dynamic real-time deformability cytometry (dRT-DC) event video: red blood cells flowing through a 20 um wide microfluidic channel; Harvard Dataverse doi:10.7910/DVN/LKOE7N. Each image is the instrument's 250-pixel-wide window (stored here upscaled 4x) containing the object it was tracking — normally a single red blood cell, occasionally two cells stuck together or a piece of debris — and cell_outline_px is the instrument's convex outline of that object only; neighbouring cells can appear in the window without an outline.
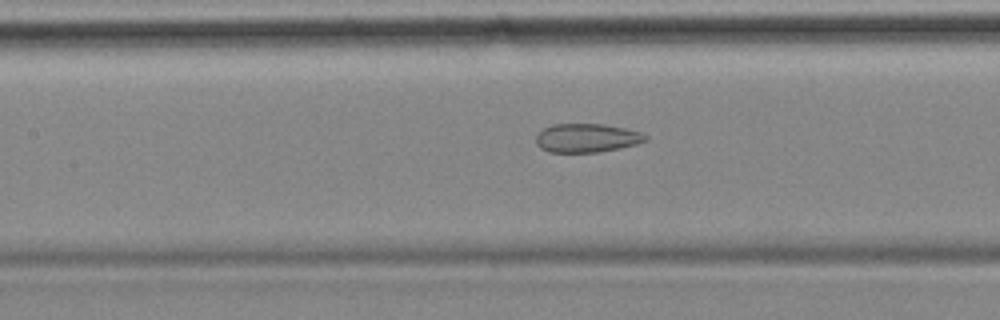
{"species": "common noctule bat (a hibernating species)", "species_latin": "Nyctalus noctula", "temperature_condition": "cold", "stored_images_in_passage": 45, "camera_frame_rate_fps": 3000, "um_per_image_px": 0.085, "animal": {"sex": "female", "body_mass_g": 18.4}, "frame": {"image": 1, "passage_image": 13, "time_ms": 4.0, "image_size_px": [1000, 320], "cell_outline_px": [[648, 140], [636, 144], [620, 148], [600, 152], [548, 152], [540, 148], [536, 144], [536, 136], [544, 128], [552, 124], [604, 124], [624, 128], [640, 132], [648, 136]], "centroid_in_image_um": [49.87, 11.73], "position_along_channel_um": 157.5, "area_um2": 18.38}}
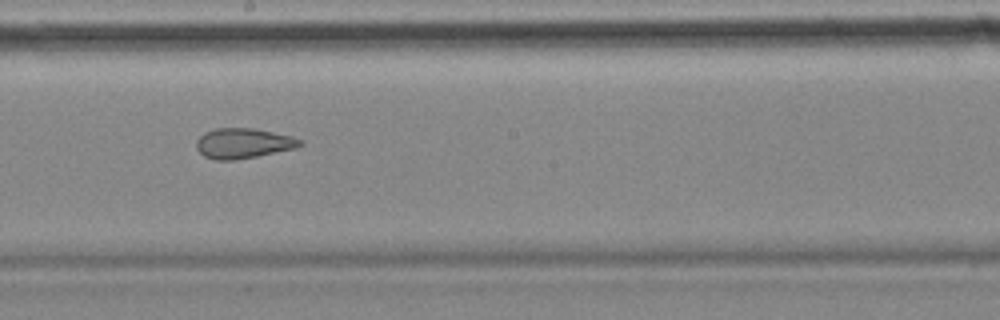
{"frame": {"image": 2, "passage_image": 19, "time_ms": 6.0, "image_size_px": [1000, 320], "cell_outline_px": [[304, 144], [296, 148], [256, 156], [232, 160], [216, 160], [204, 156], [196, 148], [196, 140], [204, 132], [216, 128], [252, 128], [292, 136], [304, 140]], "centroid_in_image_um": [20.68, 12.17], "position_along_channel_um": 227.5, "area_um2": 18.21}}
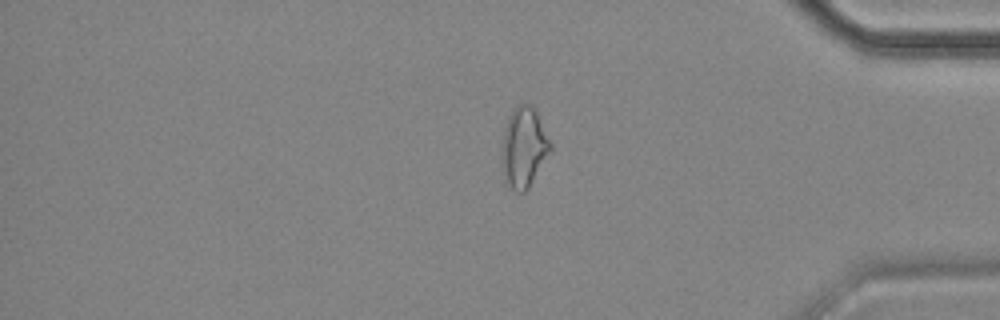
{"frame": {"image": 3, "passage_image": 35, "time_ms": 11.333, "image_size_px": [1000, 320], "cell_outline_px": [[552, 148], [528, 188], [524, 192], [516, 192], [504, 180], [500, 160], [500, 152], [504, 128], [508, 116], [520, 104], [532, 104], [536, 108], [552, 144]], "centroid_in_image_um": [44.5, 12.51], "position_along_channel_um": 390.7, "area_um2": 23.0}, "authors_computed_cell_mechanics": {"area_um2": 20.6346, "velocity_mm_per_s": 3.5253, "shape_relaxation_time_tau1_ms": null, "shape_relaxation_time_tau2_ms": 2.1534, "deformation_change_tau1": null, "deformation_change_tau2": 0.1003}}